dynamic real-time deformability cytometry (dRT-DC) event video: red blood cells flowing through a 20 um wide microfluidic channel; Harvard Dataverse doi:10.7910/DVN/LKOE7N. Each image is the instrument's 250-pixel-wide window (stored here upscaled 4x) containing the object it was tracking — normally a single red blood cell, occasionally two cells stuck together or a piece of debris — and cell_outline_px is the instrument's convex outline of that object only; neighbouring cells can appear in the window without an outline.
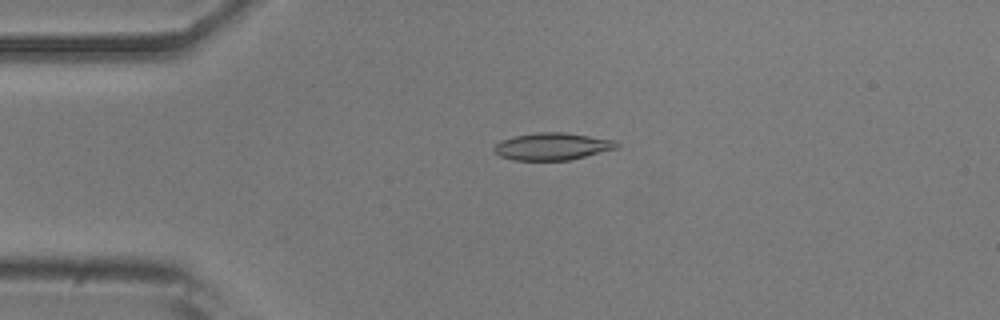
{"species": "common noctule bat (a hibernating species)", "species_latin": "Nyctalus noctula", "temperature_condition": "room temperature", "stored_images_in_passage": 46, "camera_frame_rate_fps": 3000, "um_per_image_px": 0.085, "animal": {"sex": "male", "body_mass_g": 20.5, "forearm_length_mm": 52.5}, "frame": {"image": 1, "passage_image": 4, "time_ms": 1.0, "image_size_px": [1000, 320], "cell_outline_px": [[620, 144], [616, 148], [568, 160], [516, 160], [500, 156], [492, 152], [492, 148], [500, 140], [512, 136], [536, 132], [564, 132], [616, 140]], "centroid_in_image_um": [46.89, 12.43], "position_along_channel_um": 38.1, "area_um2": 19.48}}
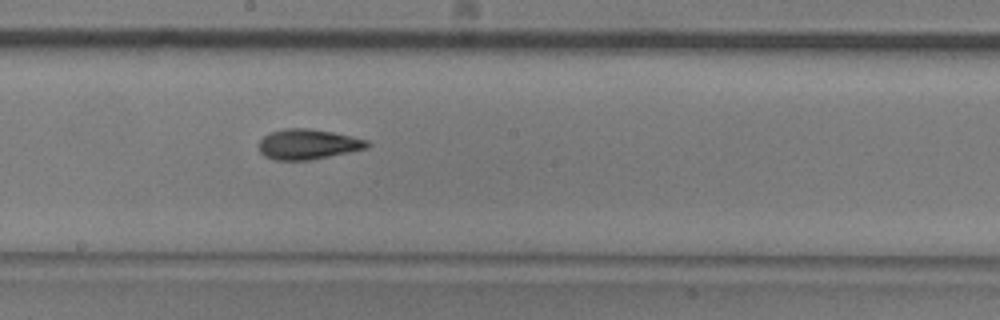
{"frame": {"image": 2, "passage_image": 21, "time_ms": 6.667, "image_size_px": [1000, 320], "cell_outline_px": [[372, 144], [368, 148], [308, 160], [272, 160], [264, 156], [260, 152], [260, 140], [264, 136], [272, 132], [284, 128], [308, 128], [332, 132], [352, 136], [368, 140]], "centroid_in_image_um": [26.19, 12.26], "position_along_channel_um": 222.0, "area_um2": 19.02}}
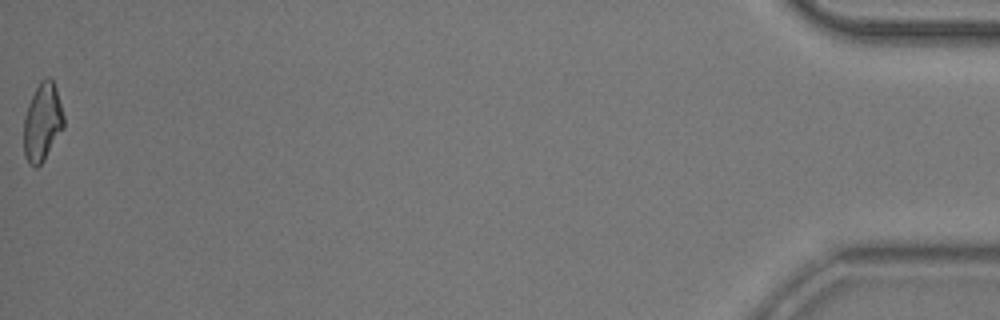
{"frame": {"image": 3, "passage_image": 46, "time_ms": 15.0, "image_size_px": [1000, 320], "cell_outline_px": [[64, 128], [44, 160], [36, 168], [28, 164], [24, 156], [24, 116], [28, 104], [40, 80], [44, 76], [48, 76], [52, 80], [56, 88], [64, 116]], "centroid_in_image_um": [3.6, 10.39], "position_along_channel_um": 431.6, "area_um2": 18.32}, "authors_computed_cell_mechanics": {"area_um2": 18.496, "velocity_mm_per_s": 3.7279, "shape_relaxation_time_tau1_ms": 8.6496, "shape_relaxation_time_tau2_ms": 2.4737, "deformation_change_tau1": 0.2213, "deformation_change_tau2": 0.0972}}